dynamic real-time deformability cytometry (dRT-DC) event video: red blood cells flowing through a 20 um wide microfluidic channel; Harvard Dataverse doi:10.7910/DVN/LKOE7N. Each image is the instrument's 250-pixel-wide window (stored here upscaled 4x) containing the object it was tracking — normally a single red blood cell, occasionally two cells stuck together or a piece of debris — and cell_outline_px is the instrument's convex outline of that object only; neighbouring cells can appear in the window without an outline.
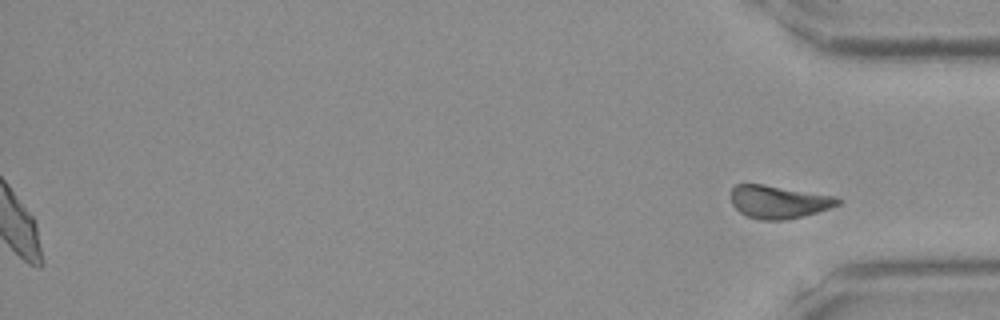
{"species": "Egyptian fruit bat (a non-hibernating species)", "species_latin": "Rousettus aegyptiacus", "temperature_condition": "room temperature", "stored_images_in_passage": 47, "segment_of_instrument_passage": [2, 2], "camera_frame_rate_fps": 3000, "um_per_image_px": 0.085, "frame": {"image": 1, "passage_image": 47, "time_ms": 15.333, "image_size_px": [1000, 320], "cell_outline_px": [[840, 204], [816, 212], [784, 220], [760, 220], [748, 216], [740, 212], [732, 204], [732, 188], [736, 184], [764, 184], [836, 196], [840, 200]], "centroid_in_image_um": [66.17, 17.15], "position_along_channel_um": 369.0, "area_um2": 20.29}}